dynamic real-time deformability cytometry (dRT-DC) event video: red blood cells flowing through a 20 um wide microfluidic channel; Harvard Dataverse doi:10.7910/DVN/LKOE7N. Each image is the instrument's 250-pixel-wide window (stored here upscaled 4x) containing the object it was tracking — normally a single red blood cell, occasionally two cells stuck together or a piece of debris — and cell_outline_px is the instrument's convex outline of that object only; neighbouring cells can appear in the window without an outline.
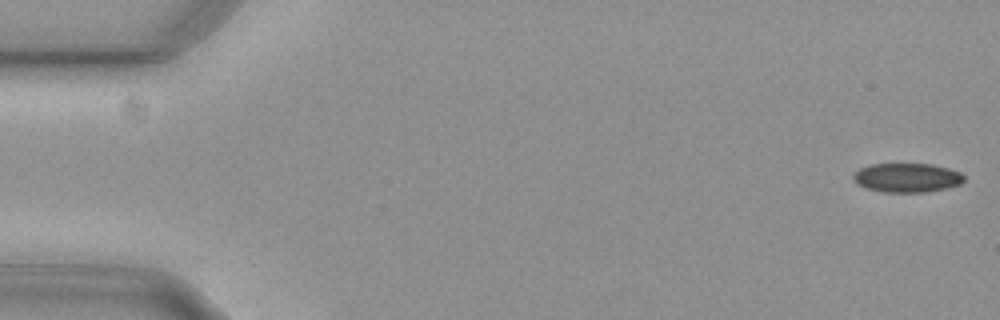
{"species": "common noctule bat (a hibernating species)", "species_latin": "Nyctalus noctula", "temperature_condition": "cold", "stored_images_in_passage": 55, "camera_frame_rate_fps": 3000, "um_per_image_px": 0.085, "animal": {"sex": "female", "body_mass_g": 29.2, "forearm_length_mm": 56.3}, "frame": {"image": 1, "passage_image": 1, "time_ms": 0.0, "image_size_px": [1000, 320], "cell_outline_px": [[964, 180], [960, 184], [944, 188], [924, 192], [884, 192], [864, 188], [856, 184], [852, 176], [860, 168], [872, 164], [932, 164], [948, 168], [960, 172], [964, 176]], "centroid_in_image_um": [77.07, 15.1], "position_along_channel_um": 7.9, "area_um2": 18.73}}
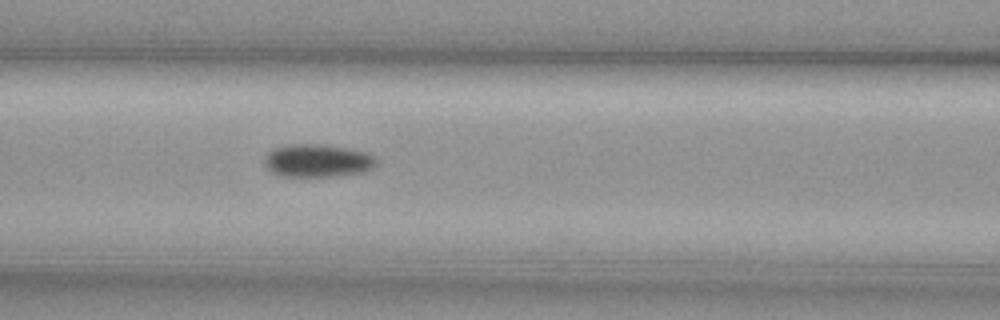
{"frame": {"image": 2, "passage_image": 23, "time_ms": 7.333, "image_size_px": [1000, 320], "cell_outline_px": [[376, 164], [372, 168], [360, 172], [328, 176], [280, 176], [272, 172], [264, 164], [264, 156], [268, 152], [276, 148], [288, 144], [320, 144], [368, 152], [376, 156]], "centroid_in_image_um": [26.96, 13.64], "position_along_channel_um": 139.6, "area_um2": 21.27}}
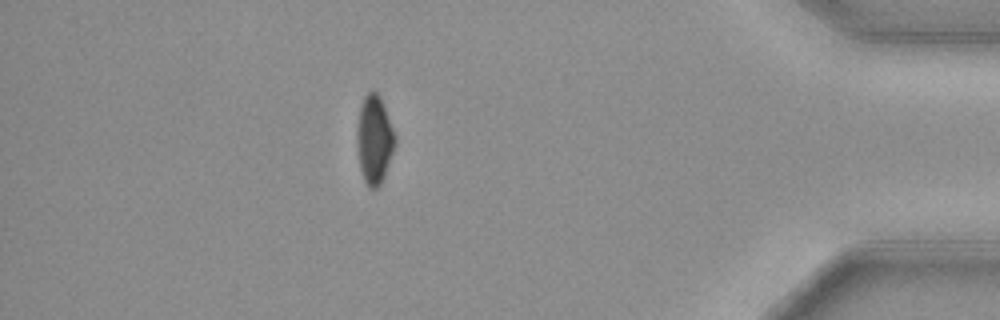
{"frame": {"image": 3, "passage_image": 48, "time_ms": 15.667, "image_size_px": [1000, 320], "cell_outline_px": [[396, 144], [384, 176], [380, 184], [376, 188], [368, 188], [364, 180], [360, 168], [356, 140], [356, 136], [360, 108], [364, 96], [368, 92], [376, 92], [380, 96], [384, 104], [396, 136]], "centroid_in_image_um": [31.82, 11.86], "position_along_channel_um": 403.4, "area_um2": 19.59}}